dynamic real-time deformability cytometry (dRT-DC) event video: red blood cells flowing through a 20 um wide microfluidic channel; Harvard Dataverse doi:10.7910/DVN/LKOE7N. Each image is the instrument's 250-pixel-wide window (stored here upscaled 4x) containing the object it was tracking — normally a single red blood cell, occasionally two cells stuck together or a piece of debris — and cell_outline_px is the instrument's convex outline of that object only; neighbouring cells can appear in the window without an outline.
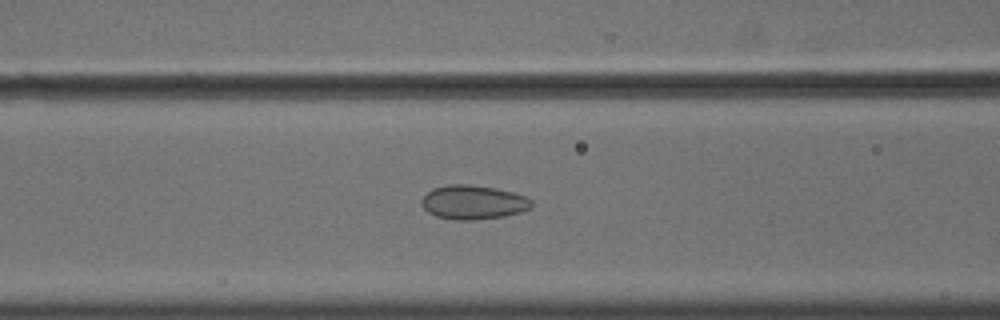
{"species": "common noctule bat (a hibernating species)", "species_latin": "Nyctalus noctula", "temperature_condition": "cold", "stored_images_in_passage": 57, "camera_frame_rate_fps": 3000, "um_per_image_px": 0.085, "animal": {"sex": "male", "body_mass_g": 18.8}, "frame": {"image": 1, "passage_image": 24, "time_ms": 7.667, "image_size_px": [1000, 320], "cell_outline_px": [[532, 204], [528, 208], [520, 212], [504, 216], [472, 220], [456, 220], [436, 216], [428, 212], [420, 204], [420, 200], [432, 188], [448, 184], [468, 184], [496, 188], [512, 192], [524, 196], [532, 200]], "centroid_in_image_um": [40.18, 17.18], "position_along_channel_um": 126.4, "area_um2": 21.79}}
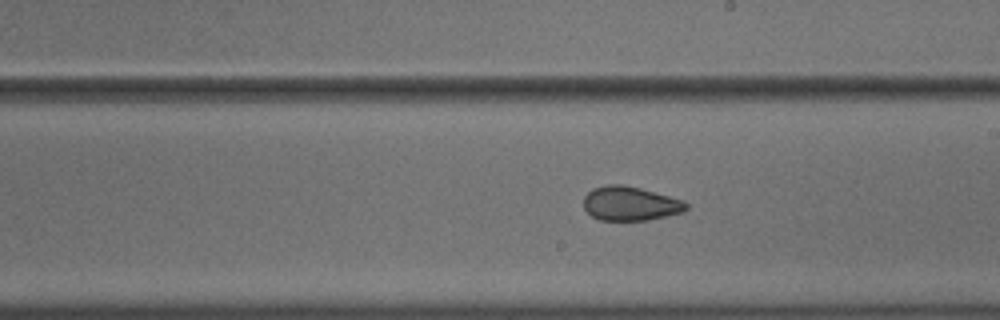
{"frame": {"image": 2, "passage_image": 33, "time_ms": 10.667, "image_size_px": [1000, 320], "cell_outline_px": [[688, 208], [684, 212], [648, 220], [600, 220], [592, 216], [584, 208], [584, 196], [592, 188], [608, 184], [620, 184], [640, 188], [684, 200], [688, 204]], "centroid_in_image_um": [53.58, 17.3], "position_along_channel_um": 235.4, "area_um2": 20.46}}
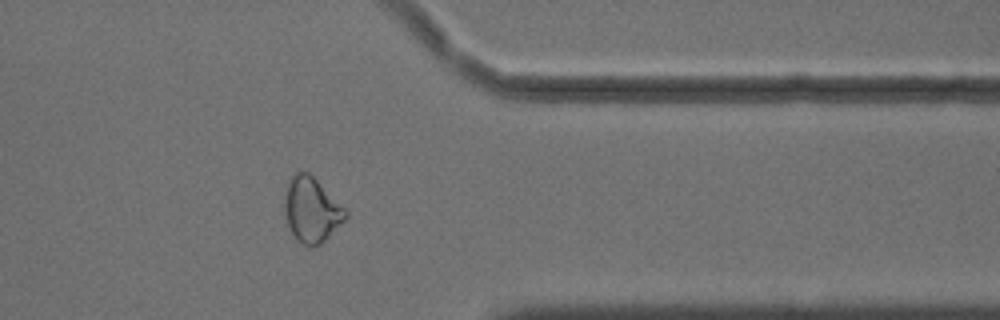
{"frame": {"image": 3, "passage_image": 46, "time_ms": 15.0, "image_size_px": [1000, 320], "cell_outline_px": [[348, 216], [320, 244], [312, 248], [308, 248], [296, 240], [288, 224], [284, 212], [284, 200], [288, 184], [292, 176], [296, 172], [308, 172], [348, 212]], "centroid_in_image_um": [26.46, 17.87], "position_along_channel_um": 384.9, "area_um2": 22.6}, "authors_computed_cell_mechanics": {"area_um2": 22.6576, "velocity_mm_per_s": 3.632, "shape_relaxation_time_tau1_ms": null, "shape_relaxation_time_tau2_ms": 2.3772, "deformation_change_tau1": null, "deformation_change_tau2": 0.0806}}